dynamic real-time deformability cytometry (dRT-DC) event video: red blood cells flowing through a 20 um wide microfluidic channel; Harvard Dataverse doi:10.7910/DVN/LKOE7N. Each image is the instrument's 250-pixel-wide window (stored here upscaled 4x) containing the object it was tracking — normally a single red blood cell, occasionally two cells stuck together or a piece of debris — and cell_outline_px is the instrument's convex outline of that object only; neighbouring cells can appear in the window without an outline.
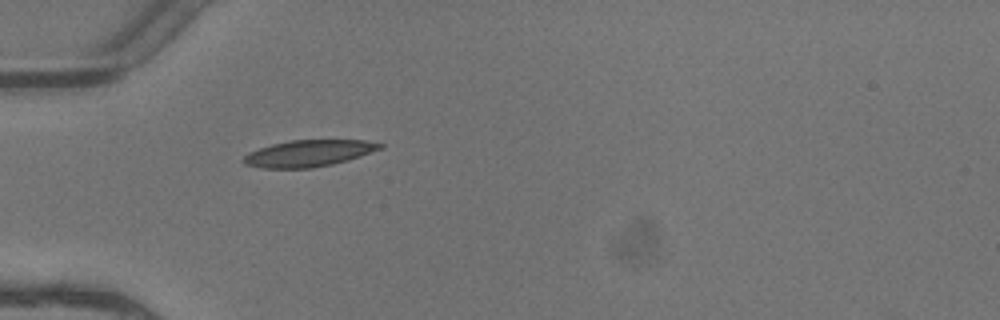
{"species": "common noctule bat (a hibernating species)", "species_latin": "Nyctalus noctula", "temperature_condition": "warm", "stored_images_in_passage": 1, "camera_frame_rate_fps": 3000, "um_per_image_px": 0.085, "animal": {"sex": "female"}, "frame": {"image": 1, "passage_image": 1, "time_ms": 0.0, "image_size_px": [1000, 320], "cell_outline_px": [[384, 148], [348, 160], [332, 164], [312, 168], [264, 168], [244, 164], [240, 160], [248, 152], [272, 144], [292, 140], [364, 140], [384, 144]], "centroid_in_image_um": [26.23, 13.03], "position_along_channel_um": 58.8, "area_um2": 21.15}}